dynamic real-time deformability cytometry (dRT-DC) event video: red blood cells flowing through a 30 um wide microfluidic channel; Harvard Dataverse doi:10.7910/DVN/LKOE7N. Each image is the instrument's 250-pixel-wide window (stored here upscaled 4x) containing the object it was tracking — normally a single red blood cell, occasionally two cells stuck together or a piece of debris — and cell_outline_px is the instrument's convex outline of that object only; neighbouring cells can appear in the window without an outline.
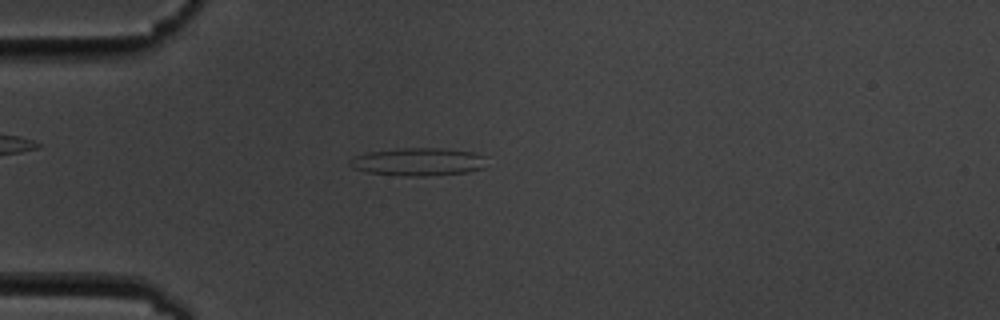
{"species": "common noctule bat (a hibernating species)", "species_latin": "Nyctalus noctula", "temperature_condition": "cold", "stored_images_in_passage": 6, "camera_frame_rate_fps": 3000, "um_per_image_px": 0.085, "animal": {"sex": "male", "body_mass_g": 19.5, "forearm_length_mm": 54.6}, "frame": {"image": 1, "passage_image": 4, "time_ms": 4.333, "image_size_px": [1000, 320], "cell_outline_px": [[488, 156], [484, 168], [468, 172], [424, 176], [404, 176], [368, 172], [352, 168], [348, 164], [348, 160], [356, 156], [368, 152], [400, 148], [440, 148], [476, 152]], "centroid_in_image_um": [35.6, 13.75], "position_along_channel_um": 49.4, "area_um2": 22.48}}
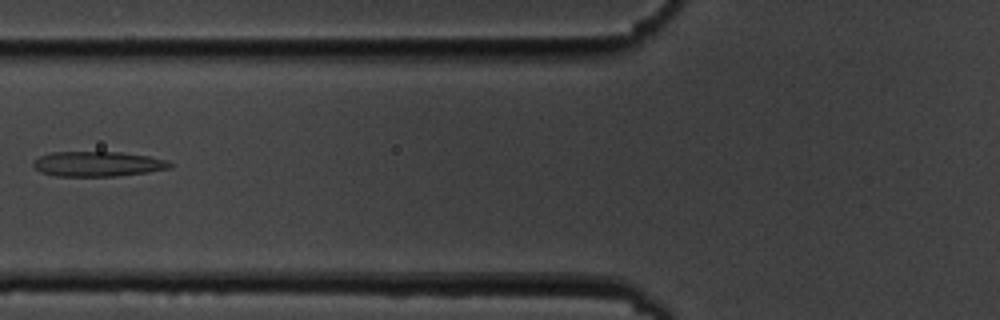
{"frame": {"image": 2, "passage_image": 6, "time_ms": 6.667, "image_size_px": [1000, 320], "cell_outline_px": [[172, 168], [148, 172], [120, 176], [56, 176], [40, 172], [32, 164], [32, 160], [40, 156], [52, 152], [120, 152], [148, 156], [164, 160], [172, 164]], "centroid_in_image_um": [8.28, 13.94], "position_along_channel_um": 117.5, "area_um2": 19.94}}